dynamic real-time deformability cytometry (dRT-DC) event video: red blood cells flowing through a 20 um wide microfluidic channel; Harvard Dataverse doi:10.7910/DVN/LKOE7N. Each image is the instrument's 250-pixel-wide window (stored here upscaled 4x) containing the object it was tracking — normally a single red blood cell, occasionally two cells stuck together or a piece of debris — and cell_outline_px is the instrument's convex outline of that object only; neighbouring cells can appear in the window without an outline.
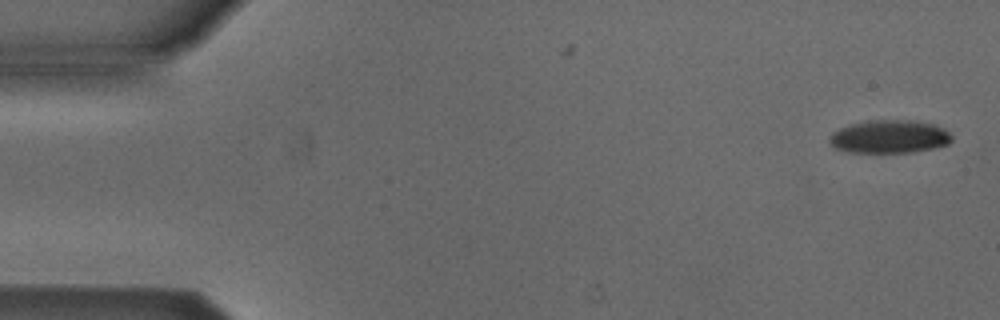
{"species": "Egyptian fruit bat (a non-hibernating species)", "species_latin": "Rousettus aegyptiacus", "temperature_condition": "cold", "stored_images_in_passage": 8, "camera_frame_rate_fps": 3000, "um_per_image_px": 0.085, "animal": {"sex": "male"}, "frame": {"image": 1, "passage_image": 1, "time_ms": 0.0, "image_size_px": [1000, 320], "cell_outline_px": [[952, 140], [948, 144], [936, 148], [912, 152], [848, 152], [836, 148], [828, 140], [832, 132], [840, 128], [852, 124], [872, 120], [916, 120], [936, 124], [944, 128], [952, 136]], "centroid_in_image_um": [75.65, 11.61], "position_along_channel_um": 9.4, "area_um2": 23.7}}